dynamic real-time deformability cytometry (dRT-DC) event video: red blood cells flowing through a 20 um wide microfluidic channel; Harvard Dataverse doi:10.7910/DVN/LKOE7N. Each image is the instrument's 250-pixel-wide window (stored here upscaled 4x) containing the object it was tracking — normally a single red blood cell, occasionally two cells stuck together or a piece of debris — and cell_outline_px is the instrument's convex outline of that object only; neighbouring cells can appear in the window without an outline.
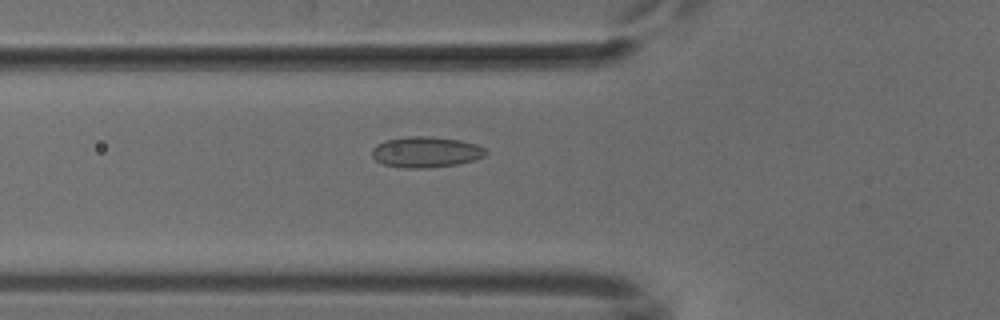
{"species": "common noctule bat (a hibernating species)", "species_latin": "Nyctalus noctula", "temperature_condition": "cold", "stored_images_in_passage": 35, "camera_frame_rate_fps": 3000, "um_per_image_px": 0.085, "animal": {"sex": "male", "body_mass_g": 18.8}, "frame": {"image": 1, "passage_image": 2, "time_ms": 0.333, "image_size_px": [1000, 320], "cell_outline_px": [[488, 152], [484, 156], [472, 160], [456, 164], [428, 168], [400, 168], [384, 164], [376, 160], [372, 156], [372, 148], [376, 144], [384, 140], [408, 136], [432, 136], [460, 140], [476, 144], [484, 148]], "centroid_in_image_um": [36.17, 12.91], "position_along_channel_um": 89.6, "area_um2": 20.52}}
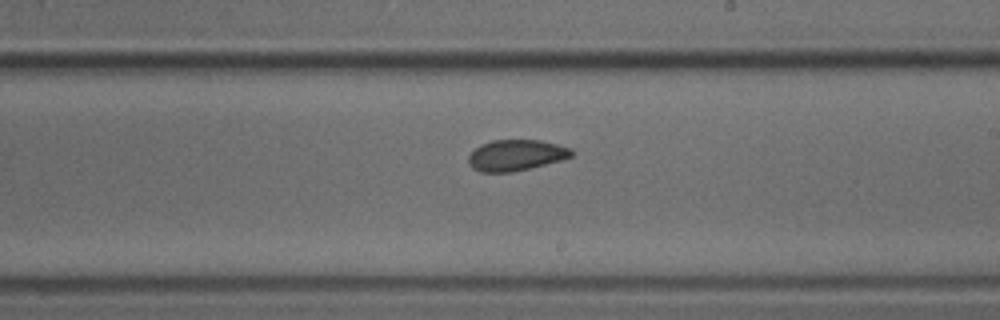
{"frame": {"image": 2, "passage_image": 14, "time_ms": 4.333, "image_size_px": [1000, 320], "cell_outline_px": [[576, 152], [572, 156], [560, 160], [512, 172], [480, 172], [472, 168], [468, 164], [468, 156], [480, 144], [492, 140], [540, 140], [572, 148]], "centroid_in_image_um": [43.85, 13.19], "position_along_channel_um": 245.2, "area_um2": 18.61}}
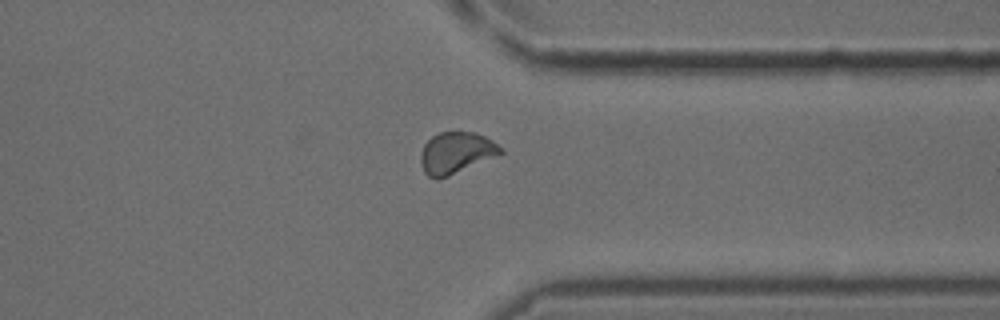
{"frame": {"image": 3, "passage_image": 24, "time_ms": 7.667, "image_size_px": [1000, 320], "cell_outline_px": [[504, 152], [448, 176], [436, 180], [428, 176], [424, 172], [420, 164], [420, 156], [424, 144], [432, 136], [440, 132], [476, 132], [492, 140], [504, 148]], "centroid_in_image_um": [38.75, 12.98], "position_along_channel_um": 372.7, "area_um2": 19.25}}